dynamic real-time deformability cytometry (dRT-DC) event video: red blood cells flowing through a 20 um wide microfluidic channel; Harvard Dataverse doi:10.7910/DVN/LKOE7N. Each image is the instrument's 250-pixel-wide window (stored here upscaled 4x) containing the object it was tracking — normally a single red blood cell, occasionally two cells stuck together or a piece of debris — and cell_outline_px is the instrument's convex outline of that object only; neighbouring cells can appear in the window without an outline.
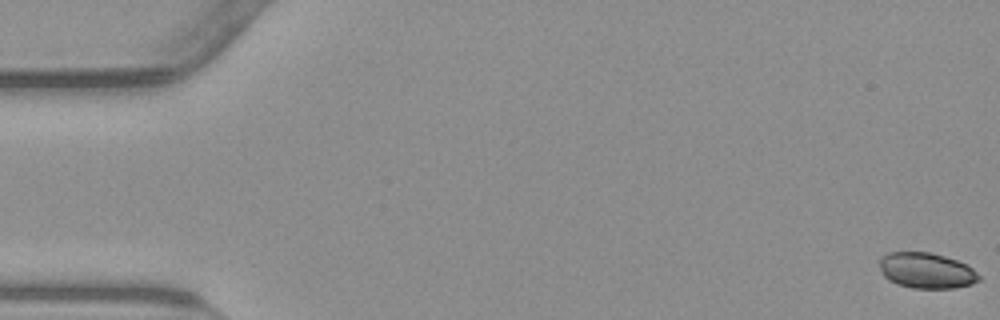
{"species": "common noctule bat (a hibernating species)", "species_latin": "Nyctalus noctula", "temperature_condition": "warm", "stored_images_in_passage": 42, "segment_of_instrument_passage": [1, 3], "camera_frame_rate_fps": 3000, "um_per_image_px": 0.085, "animal": {"sex": "male", "body_mass_g": 23.1, "forearm_length_mm": 52.7}, "frame": {"image": 1, "passage_image": 1, "time_ms": 0.0, "image_size_px": [1000, 320], "cell_outline_px": [[980, 280], [972, 284], [956, 288], [912, 288], [896, 284], [888, 280], [880, 272], [880, 256], [888, 252], [932, 252], [956, 260], [972, 268], [980, 276]], "centroid_in_image_um": [78.72, 23.0], "position_along_channel_um": 6.3, "area_um2": 20.81}}